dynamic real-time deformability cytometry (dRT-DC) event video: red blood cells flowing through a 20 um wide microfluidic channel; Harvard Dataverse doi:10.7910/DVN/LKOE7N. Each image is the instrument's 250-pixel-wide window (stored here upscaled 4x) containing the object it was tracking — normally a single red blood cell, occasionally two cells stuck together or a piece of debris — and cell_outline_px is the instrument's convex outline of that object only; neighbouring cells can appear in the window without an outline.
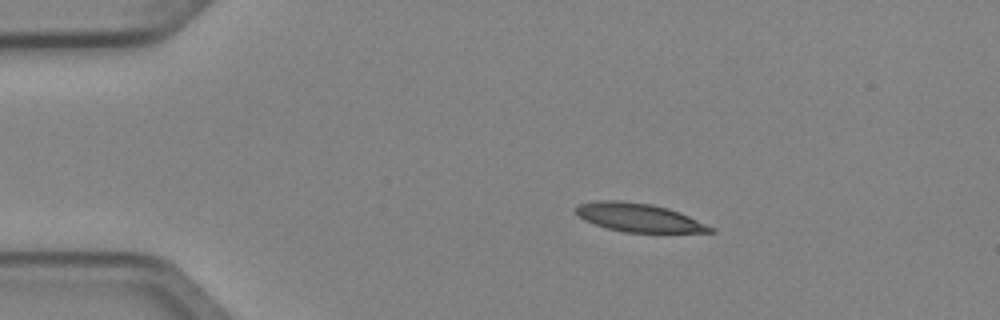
{"species": "Egyptian fruit bat (a non-hibernating species)", "species_latin": "Rousettus aegyptiacus", "temperature_condition": "cold", "stored_images_in_passage": 3, "camera_frame_rate_fps": 3000, "um_per_image_px": 0.085, "animal": {"sex": "female"}, "frame": {"image": 1, "passage_image": 1, "time_ms": 0.0, "image_size_px": [1000, 320], "cell_outline_px": [[716, 232], [624, 232], [608, 228], [584, 220], [572, 212], [580, 204], [596, 200], [620, 200], [652, 204], [668, 208], [680, 212], [716, 228]], "centroid_in_image_um": [54.3, 18.48], "position_along_channel_um": 30.7, "area_um2": 22.37}}
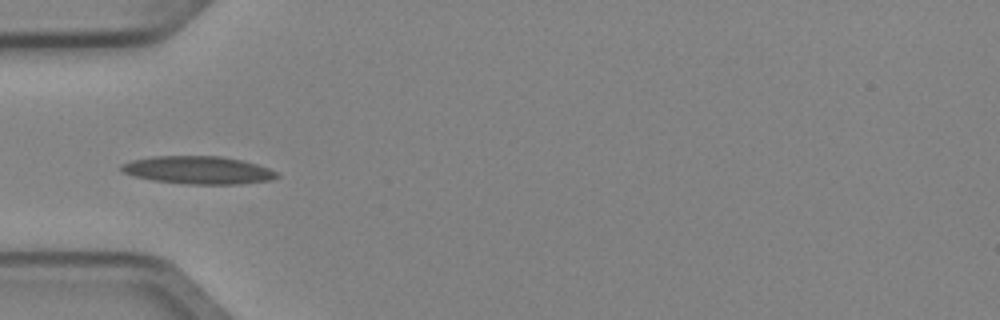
{"frame": {"image": 2, "passage_image": 3, "time_ms": 0.667, "image_size_px": [1000, 320], "cell_outline_px": [[280, 176], [272, 180], [240, 184], [184, 184], [152, 180], [132, 176], [120, 172], [120, 164], [132, 160], [156, 156], [220, 156], [240, 160], [256, 164], [268, 168], [276, 172]], "centroid_in_image_um": [16.8, 14.47], "position_along_channel_um": 68.2, "area_um2": 25.32}}